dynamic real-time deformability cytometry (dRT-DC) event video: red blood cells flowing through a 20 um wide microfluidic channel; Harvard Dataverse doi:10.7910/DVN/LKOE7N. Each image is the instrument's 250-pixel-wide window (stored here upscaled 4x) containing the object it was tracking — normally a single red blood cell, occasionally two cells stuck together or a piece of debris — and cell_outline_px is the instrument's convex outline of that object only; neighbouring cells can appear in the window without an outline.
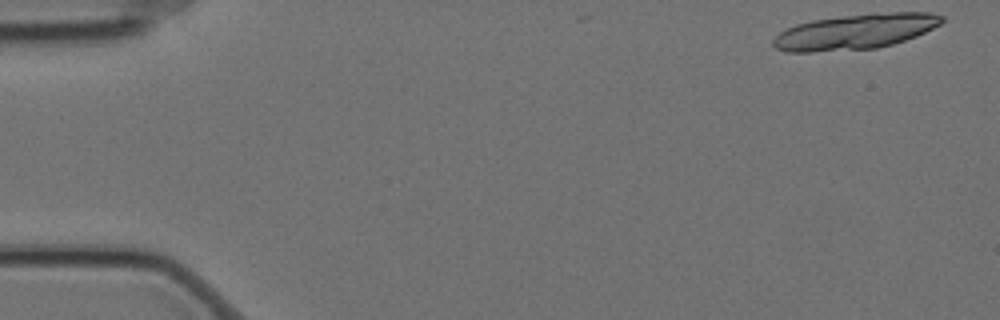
{"species": "Egyptian fruit bat (a non-hibernating species)", "species_latin": "Rousettus aegyptiacus", "temperature_condition": "cold", "stored_images_in_passage": 3, "camera_frame_rate_fps": 3000, "um_per_image_px": 0.085, "animal": {"sex": "female"}, "frame": {"image": 1, "passage_image": 1, "time_ms": 0.0, "image_size_px": [1000, 320], "cell_outline_px": [[944, 20], [940, 24], [916, 36], [892, 44], [876, 48], [812, 52], [788, 52], [776, 48], [772, 44], [772, 40], [780, 32], [796, 24], [812, 20], [872, 12], [932, 12], [944, 16]], "centroid_in_image_um": [72.71, 2.68], "position_along_channel_um": 12.3, "area_um2": 34.68}}